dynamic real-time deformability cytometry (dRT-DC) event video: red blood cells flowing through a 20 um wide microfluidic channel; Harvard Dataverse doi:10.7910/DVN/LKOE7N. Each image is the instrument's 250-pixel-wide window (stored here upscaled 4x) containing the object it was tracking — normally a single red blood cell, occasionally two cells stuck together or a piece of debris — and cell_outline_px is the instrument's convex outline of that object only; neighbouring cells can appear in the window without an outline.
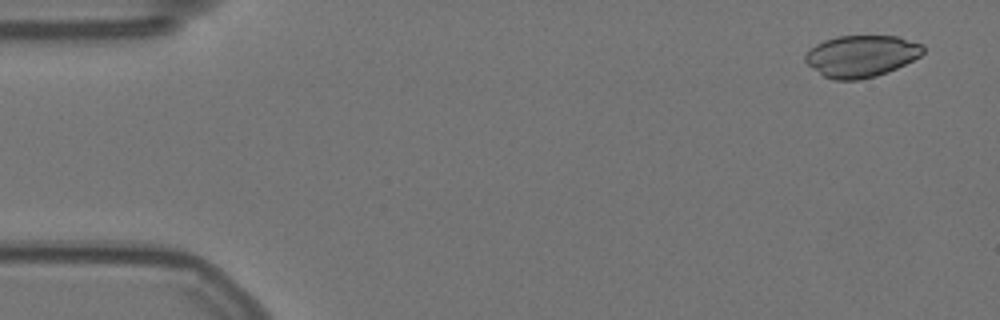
{"species": "Egyptian fruit bat (a non-hibernating species)", "species_latin": "Rousettus aegyptiacus", "temperature_condition": "warm", "stored_images_in_passage": 57, "camera_frame_rate_fps": 3000, "um_per_image_px": 0.085, "animal": {"sex": "female"}, "frame": {"image": 1, "passage_image": 3, "time_ms": 0.667, "image_size_px": [1000, 320], "cell_outline_px": [[924, 52], [920, 56], [888, 72], [876, 76], [860, 80], [832, 80], [824, 76], [808, 64], [804, 60], [804, 56], [816, 44], [824, 40], [836, 36], [896, 36], [924, 44]], "centroid_in_image_um": [73.22, 4.77], "position_along_channel_um": 11.8, "area_um2": 28.61}}
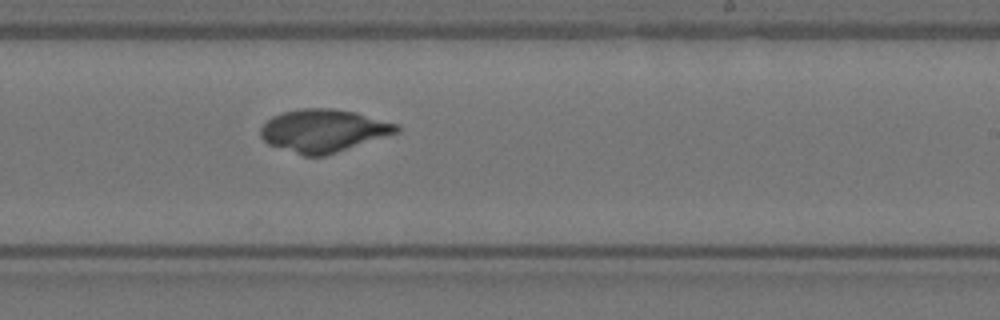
{"frame": {"image": 2, "passage_image": 34, "time_ms": 11.0, "image_size_px": [1000, 320], "cell_outline_px": [[400, 132], [324, 156], [304, 156], [268, 144], [260, 136], [260, 128], [272, 116], [280, 112], [300, 108], [332, 108], [356, 112], [400, 124]], "centroid_in_image_um": [27.51, 11.09], "position_along_channel_um": 261.5, "area_um2": 34.1}}
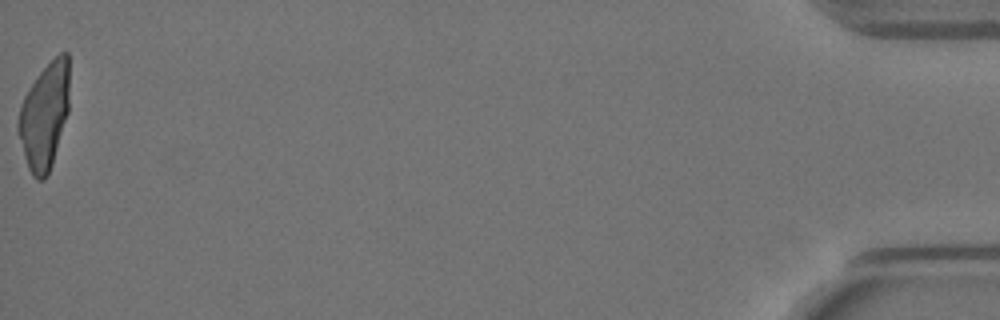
{"frame": {"image": 3, "passage_image": 57, "time_ms": 18.667, "image_size_px": [1000, 320], "cell_outline_px": [[68, 112], [52, 164], [48, 176], [44, 180], [36, 180], [32, 176], [28, 168], [24, 156], [16, 128], [16, 124], [20, 104], [28, 88], [40, 72], [60, 52], [68, 52]], "centroid_in_image_um": [3.75, 9.88], "position_along_channel_um": 431.5, "area_um2": 31.67}}